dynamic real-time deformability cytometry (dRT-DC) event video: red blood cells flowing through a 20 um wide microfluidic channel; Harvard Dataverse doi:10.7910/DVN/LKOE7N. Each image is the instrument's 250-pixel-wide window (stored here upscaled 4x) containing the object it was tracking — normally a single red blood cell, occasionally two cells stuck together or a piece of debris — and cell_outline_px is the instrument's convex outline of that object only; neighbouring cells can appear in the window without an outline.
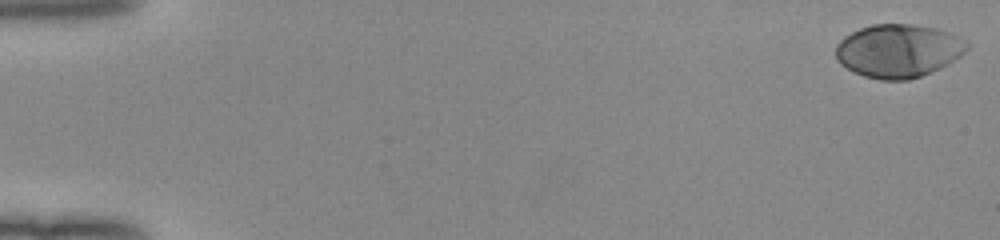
{"species": "human", "species_latin": "Homo sapiens", "temperature_condition": "room temperature", "stored_images_in_passage": 52, "camera_frame_rate_fps": 3000, "um_per_image_px": 0.085, "donor": {"sex": "female"}, "frame": {"image": 1, "passage_image": 1, "time_ms": 0.0, "image_size_px": [1000, 240], "cell_outline_px": [[972, 44], [960, 56], [940, 68], [932, 72], [908, 80], [880, 80], [864, 76], [840, 64], [836, 60], [836, 44], [844, 36], [860, 28], [872, 24], [912, 24], [936, 28], [948, 32], [968, 40]], "centroid_in_image_um": [76.38, 4.31], "position_along_channel_um": 8.6, "area_um2": 40.92}}
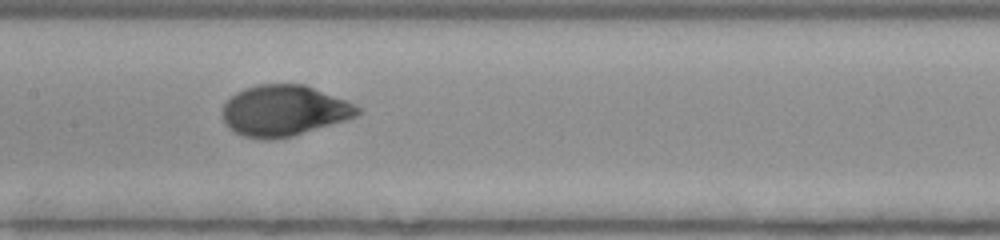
{"frame": {"image": 2, "passage_image": 27, "time_ms": 8.667, "image_size_px": [1000, 240], "cell_outline_px": [[360, 112], [356, 116], [344, 120], [292, 136], [272, 140], [264, 140], [244, 136], [236, 132], [224, 120], [220, 112], [224, 104], [236, 92], [244, 88], [256, 84], [304, 84], [348, 100], [360, 108]], "centroid_in_image_um": [24.13, 9.39], "position_along_channel_um": 183.3, "area_um2": 39.94}}
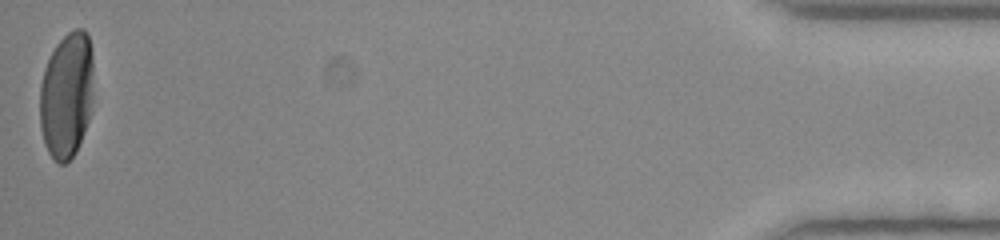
{"frame": {"image": 3, "passage_image": 52, "time_ms": 17.0, "image_size_px": [1000, 240], "cell_outline_px": [[92, 100], [88, 120], [76, 152], [64, 164], [60, 164], [52, 160], [44, 144], [40, 128], [40, 84], [44, 68], [56, 44], [68, 32], [76, 28], [84, 28], [88, 32], [92, 52]], "centroid_in_image_um": [5.65, 8.08], "position_along_channel_um": 429.5, "area_um2": 39.71}, "authors_computed_cell_mechanics": {"area_um2": 39.5352, "velocity_mm_per_s": 3.9879, "shape_relaxation_time_tau1_ms": 2.8872, "shape_relaxation_time_tau2_ms": null, "deformation_change_tau1": 0.1935, "deformation_change_tau2": null}}